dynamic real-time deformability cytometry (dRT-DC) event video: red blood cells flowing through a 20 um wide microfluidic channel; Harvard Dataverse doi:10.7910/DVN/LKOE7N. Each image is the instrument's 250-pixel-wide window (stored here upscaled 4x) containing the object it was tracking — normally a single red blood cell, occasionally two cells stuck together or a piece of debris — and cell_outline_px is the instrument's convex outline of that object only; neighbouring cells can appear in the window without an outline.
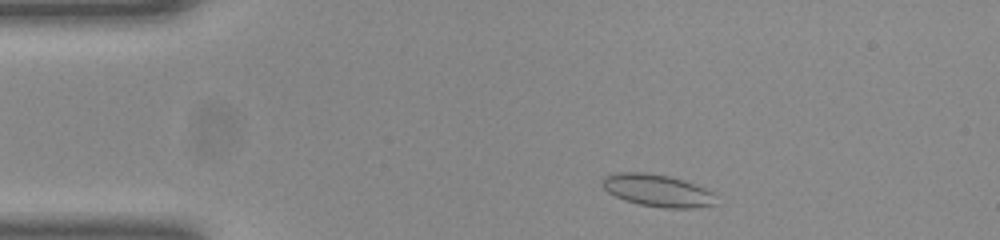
{"species": "common noctule bat (a hibernating species)", "species_latin": "Nyctalus noctula", "temperature_condition": "room temperature", "stored_images_in_passage": 45, "camera_frame_rate_fps": 3000, "um_per_image_px": 0.085, "animal": {"sex": "female", "body_mass_g": 23.0, "forearm_length_mm": 53.4}, "frame": {"image": 1, "passage_image": 3, "time_ms": 0.667, "image_size_px": [1000, 240], "cell_outline_px": [[712, 204], [692, 208], [664, 208], [640, 204], [624, 200], [608, 192], [600, 184], [604, 176], [616, 172], [644, 172], [668, 176], [684, 180], [704, 188], [712, 192]], "centroid_in_image_um": [55.78, 16.17], "position_along_channel_um": 29.2, "area_um2": 21.04}}
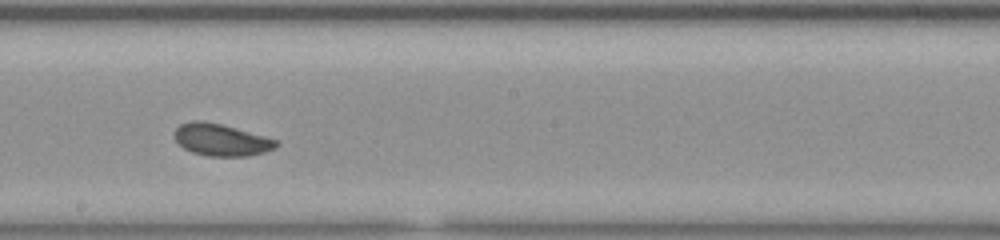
{"frame": {"image": 2, "passage_image": 22, "time_ms": 7.0, "image_size_px": [1000, 240], "cell_outline_px": [[280, 144], [276, 148], [264, 152], [248, 156], [208, 156], [192, 152], [184, 148], [176, 140], [176, 128], [180, 124], [192, 120], [200, 120], [220, 124], [236, 128], [280, 140]], "centroid_in_image_um": [18.86, 11.89], "position_along_channel_um": 229.3, "area_um2": 18.96}}
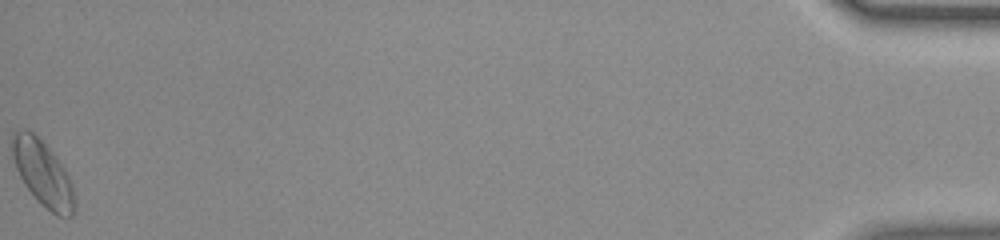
{"frame": {"image": 3, "passage_image": 45, "time_ms": 14.667, "image_size_px": [1000, 240], "cell_outline_px": [[76, 204], [72, 216], [56, 216], [24, 184], [16, 168], [12, 156], [12, 132], [20, 128], [28, 128], [52, 152], [64, 168], [72, 184], [76, 200]], "centroid_in_image_um": [3.64, 14.7], "position_along_channel_um": 431.6, "area_um2": 23.35}, "authors_computed_cell_mechanics": {"area_um2": 19.363, "velocity_mm_per_s": 3.9954, "shape_relaxation_time_tau1_ms": 4.2984, "shape_relaxation_time_tau2_ms": null, "deformation_change_tau1": 0.0988, "deformation_change_tau2": null}}